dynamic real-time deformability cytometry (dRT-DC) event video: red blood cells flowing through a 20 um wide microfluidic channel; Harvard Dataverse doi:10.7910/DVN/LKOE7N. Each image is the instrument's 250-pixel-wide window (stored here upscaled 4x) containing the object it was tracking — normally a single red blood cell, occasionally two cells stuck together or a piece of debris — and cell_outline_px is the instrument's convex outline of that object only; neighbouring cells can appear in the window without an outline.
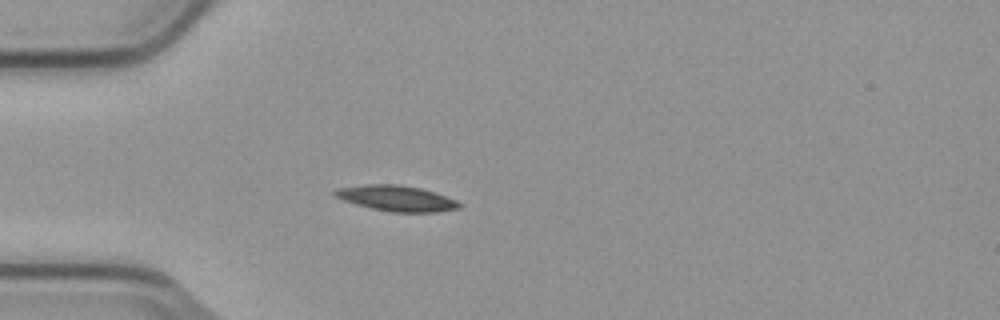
{"species": "common noctule bat (a hibernating species)", "species_latin": "Nyctalus noctula", "temperature_condition": "cold", "stored_images_in_passage": 5, "camera_frame_rate_fps": 3000, "um_per_image_px": 0.085, "animal": {"sex": "male", "body_mass_g": 23.1, "forearm_length_mm": 52.7}, "frame": {"image": 1, "passage_image": 5, "time_ms": 1.333, "image_size_px": [1000, 320], "cell_outline_px": [[464, 204], [460, 208], [440, 212], [392, 212], [372, 208], [356, 204], [332, 196], [332, 192], [336, 188], [364, 184], [400, 184], [420, 188], [436, 192], [456, 200]], "centroid_in_image_um": [33.72, 16.85], "position_along_channel_um": 51.3, "area_um2": 18.84}}